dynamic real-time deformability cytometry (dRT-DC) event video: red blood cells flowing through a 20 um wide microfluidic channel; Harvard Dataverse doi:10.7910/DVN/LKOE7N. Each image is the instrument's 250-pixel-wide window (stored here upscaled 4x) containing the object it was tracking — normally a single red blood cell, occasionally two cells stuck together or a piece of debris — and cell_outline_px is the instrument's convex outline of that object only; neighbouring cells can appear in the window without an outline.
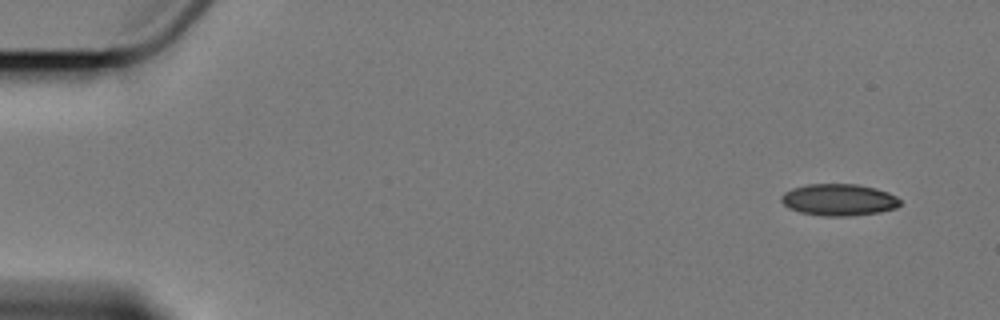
{"species": "Egyptian fruit bat (a non-hibernating species)", "species_latin": "Rousettus aegyptiacus", "temperature_condition": "cold", "stored_images_in_passage": 5, "camera_frame_rate_fps": 3000, "um_per_image_px": 0.085, "animal": {"sex": "female"}, "frame": {"image": 1, "passage_image": 1, "time_ms": 0.0, "image_size_px": [1000, 320], "cell_outline_px": [[900, 204], [896, 208], [880, 212], [848, 216], [824, 216], [800, 212], [788, 208], [780, 200], [780, 196], [784, 192], [792, 188], [808, 184], [856, 184], [876, 188], [888, 192], [896, 196], [900, 200]], "centroid_in_image_um": [71.29, 16.98], "position_along_channel_um": 13.7, "area_um2": 22.08}}
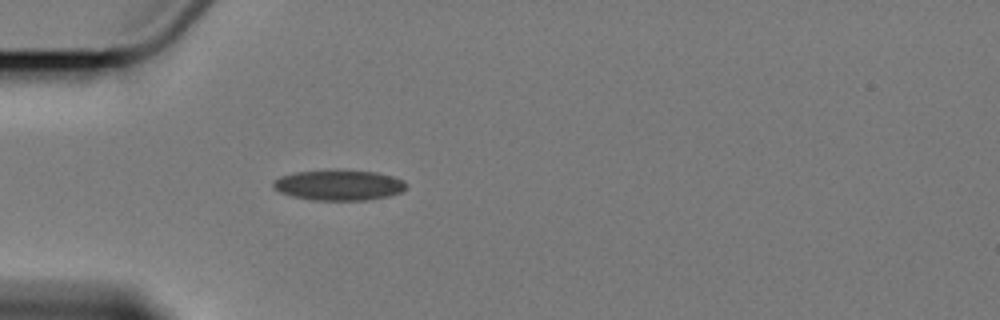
{"frame": {"image": 2, "passage_image": 5, "time_ms": 4.667, "image_size_px": [1000, 320], "cell_outline_px": [[408, 188], [400, 192], [388, 196], [364, 200], [312, 200], [292, 196], [280, 192], [272, 188], [272, 184], [280, 176], [296, 172], [336, 168], [376, 172], [392, 176], [404, 180], [408, 184]], "centroid_in_image_um": [28.81, 15.71], "position_along_channel_um": 56.2, "area_um2": 24.1}}